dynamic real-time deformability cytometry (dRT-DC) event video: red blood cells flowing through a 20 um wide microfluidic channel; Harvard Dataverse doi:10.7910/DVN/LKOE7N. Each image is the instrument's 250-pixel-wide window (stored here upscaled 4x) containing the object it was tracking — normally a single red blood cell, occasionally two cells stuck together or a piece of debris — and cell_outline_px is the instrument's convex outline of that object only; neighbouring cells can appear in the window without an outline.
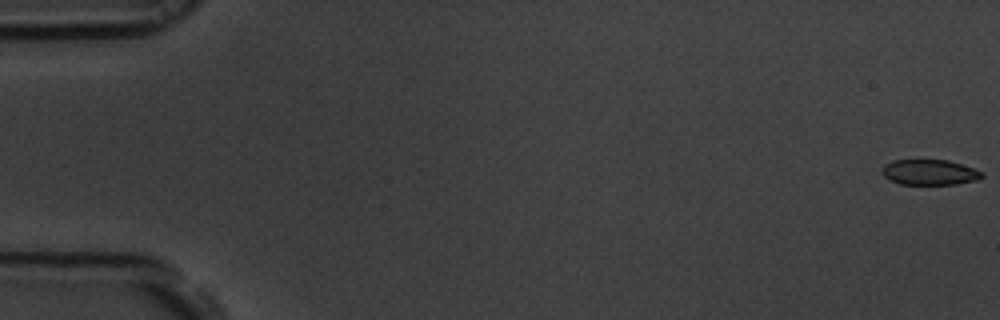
{"species": "common noctule bat (a hibernating species)", "species_latin": "Nyctalus noctula", "temperature_condition": "room temperature", "stored_images_in_passage": 16, "camera_frame_rate_fps": 3000, "um_per_image_px": 0.085, "animal": {"sex": "male", "body_mass_g": 19.5, "forearm_length_mm": 54.6}, "frame": {"image": 1, "passage_image": 1, "time_ms": 0.0, "image_size_px": [1000, 320], "cell_outline_px": [[984, 176], [980, 180], [956, 184], [900, 184], [884, 176], [880, 172], [880, 168], [884, 164], [892, 160], [916, 156], [948, 160], [984, 172]], "centroid_in_image_um": [78.96, 14.58], "position_along_channel_um": 6.0, "area_um2": 15.72}}
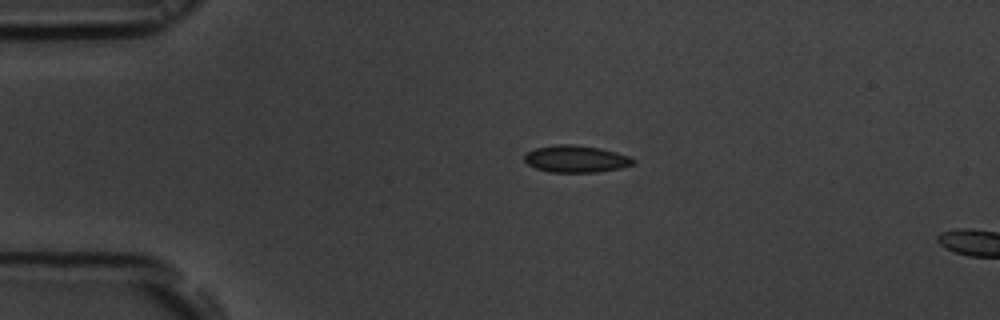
{"frame": {"image": 2, "passage_image": 13, "time_ms": 4.0, "image_size_px": [1000, 320], "cell_outline_px": [[636, 164], [620, 168], [596, 172], [548, 172], [536, 168], [528, 164], [524, 160], [524, 156], [528, 152], [536, 148], [556, 144], [572, 144], [600, 148], [616, 152], [628, 156], [636, 160]], "centroid_in_image_um": [48.97, 13.51], "position_along_channel_um": 36.0, "area_um2": 17.11}}